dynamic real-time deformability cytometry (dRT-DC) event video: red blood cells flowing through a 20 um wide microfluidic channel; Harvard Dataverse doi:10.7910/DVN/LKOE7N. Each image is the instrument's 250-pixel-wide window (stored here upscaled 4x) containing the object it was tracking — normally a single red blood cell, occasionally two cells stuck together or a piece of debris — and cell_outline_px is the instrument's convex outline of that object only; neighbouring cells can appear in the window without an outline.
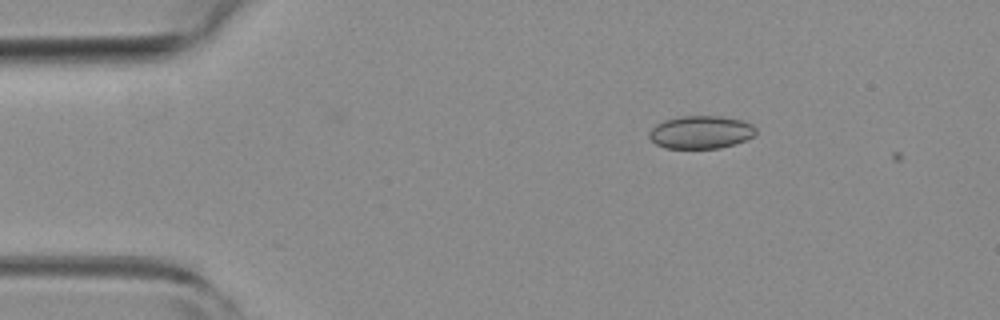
{"species": "common noctule bat (a hibernating species)", "species_latin": "Nyctalus noctula", "temperature_condition": "room temperature", "stored_images_in_passage": 2, "camera_frame_rate_fps": 3000, "um_per_image_px": 0.085, "animal": {"sex": "female", "body_mass_g": 19.3, "forearm_length_mm": 54.1}, "frame": {"image": 1, "passage_image": 1, "time_ms": 0.0, "image_size_px": [1000, 320], "cell_outline_px": [[756, 132], [752, 136], [744, 140], [720, 148], [664, 148], [656, 144], [648, 136], [648, 132], [656, 124], [664, 120], [680, 116], [720, 116], [744, 120], [752, 124], [756, 128]], "centroid_in_image_um": [59.55, 11.22], "position_along_channel_um": 25.4, "area_um2": 20.46}}